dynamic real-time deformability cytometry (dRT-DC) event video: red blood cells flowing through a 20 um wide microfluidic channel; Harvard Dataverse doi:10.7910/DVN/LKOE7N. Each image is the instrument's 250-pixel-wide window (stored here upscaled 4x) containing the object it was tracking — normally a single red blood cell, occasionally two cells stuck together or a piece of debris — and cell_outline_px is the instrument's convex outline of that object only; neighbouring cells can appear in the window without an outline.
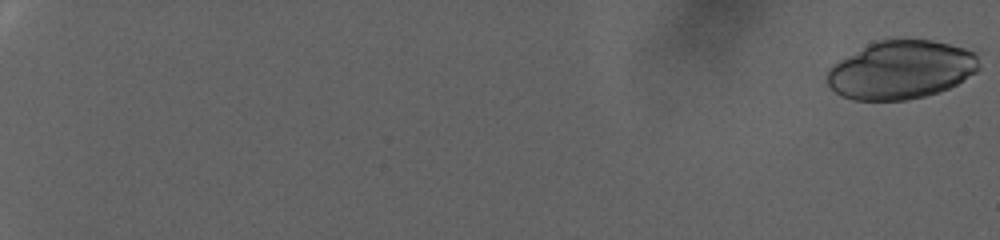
{"species": "human", "species_latin": "Homo sapiens", "temperature_condition": "warm", "stored_images_in_passage": 79, "camera_frame_rate_fps": 3000, "um_per_image_px": 0.085, "donor": {"sex": "female"}, "frame": {"image": 1, "passage_image": 1, "time_ms": 0.0, "image_size_px": [1000, 240], "cell_outline_px": [[980, 68], [976, 72], [956, 84], [940, 92], [908, 100], [852, 100], [840, 96], [824, 80], [828, 68], [832, 64], [868, 44], [876, 40], [904, 36], [932, 40], [980, 48]], "centroid_in_image_um": [76.67, 5.88], "position_along_channel_um": 8.3, "area_um2": 53.64}}
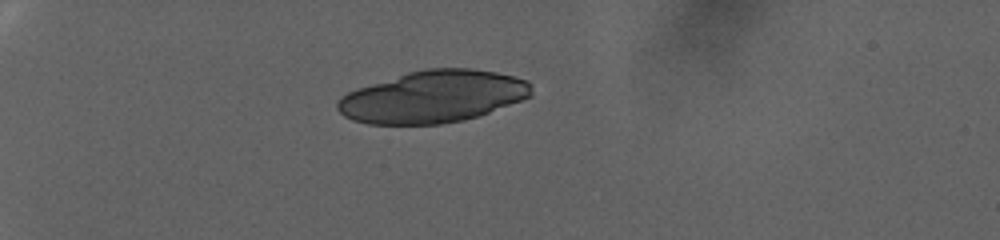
{"frame": {"image": 2, "passage_image": 27, "time_ms": 8.667, "image_size_px": [1000, 240], "cell_outline_px": [[532, 96], [488, 112], [464, 120], [440, 124], [368, 124], [352, 120], [344, 116], [336, 108], [336, 100], [340, 96], [356, 88], [408, 72], [424, 68], [472, 68], [496, 72], [528, 80], [532, 84]], "centroid_in_image_um": [36.78, 8.21], "position_along_channel_um": 48.2, "area_um2": 58.96}}